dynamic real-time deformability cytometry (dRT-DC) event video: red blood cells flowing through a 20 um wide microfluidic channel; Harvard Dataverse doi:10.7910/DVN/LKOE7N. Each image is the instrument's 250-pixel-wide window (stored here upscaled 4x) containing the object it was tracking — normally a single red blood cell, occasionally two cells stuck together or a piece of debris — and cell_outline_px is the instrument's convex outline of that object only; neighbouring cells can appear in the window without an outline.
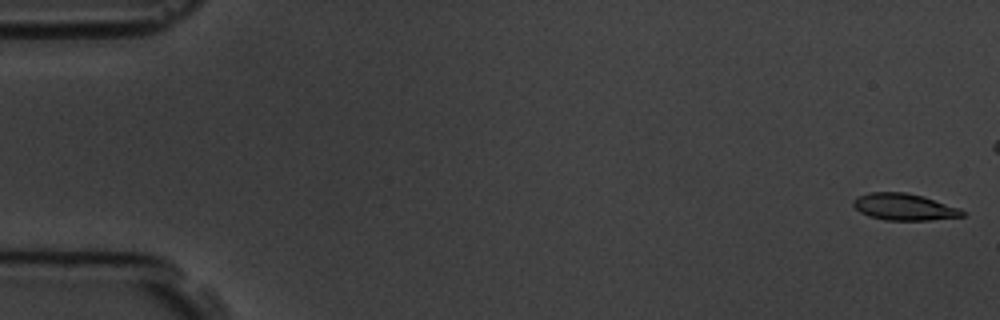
{"species": "common noctule bat (a hibernating species)", "species_latin": "Nyctalus noctula", "temperature_condition": "room temperature", "stored_images_in_passage": 7, "camera_frame_rate_fps": 3000, "um_per_image_px": 0.085, "animal": {"sex": "male", "body_mass_g": 19.5, "forearm_length_mm": 54.6}, "frame": {"image": 1, "passage_image": 1, "time_ms": 0.0, "image_size_px": [1000, 320], "cell_outline_px": [[968, 212], [964, 216], [932, 220], [884, 220], [868, 216], [860, 212], [852, 204], [852, 200], [856, 196], [868, 192], [904, 192], [924, 196], [960, 208]], "centroid_in_image_um": [76.86, 17.58], "position_along_channel_um": 8.1, "area_um2": 17.28}}